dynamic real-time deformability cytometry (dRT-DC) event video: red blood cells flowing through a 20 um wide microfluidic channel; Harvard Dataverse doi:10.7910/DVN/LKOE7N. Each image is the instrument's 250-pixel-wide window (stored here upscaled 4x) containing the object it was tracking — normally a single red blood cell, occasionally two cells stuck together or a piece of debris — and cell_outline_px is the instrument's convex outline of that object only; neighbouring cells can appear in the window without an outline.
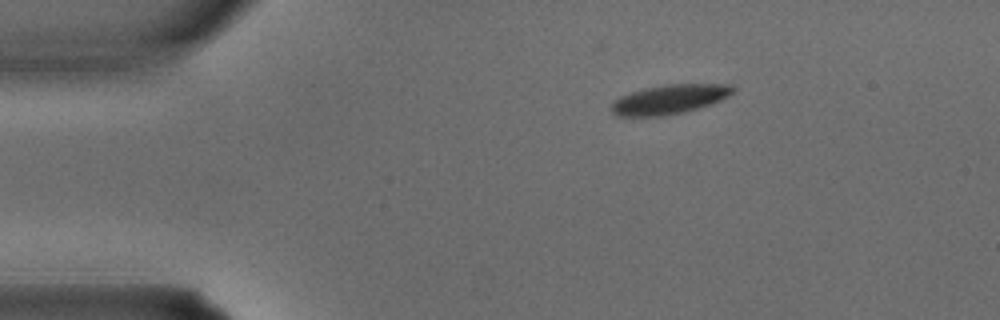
{"species": "common noctule bat (a hibernating species)", "species_latin": "Nyctalus noctula", "temperature_condition": "warm", "stored_images_in_passage": 2, "camera_frame_rate_fps": 3000, "um_per_image_px": 0.085, "animal": {"sex": "male", "body_mass_g": 15.6}, "frame": {"image": 1, "passage_image": 1, "time_ms": 0.0, "image_size_px": [1000, 320], "cell_outline_px": [[736, 92], [712, 104], [684, 112], [660, 116], [616, 116], [612, 112], [612, 104], [620, 96], [632, 92], [664, 84], [732, 84], [736, 88]], "centroid_in_image_um": [56.97, 8.44], "position_along_channel_um": 28.0, "area_um2": 20.75}}